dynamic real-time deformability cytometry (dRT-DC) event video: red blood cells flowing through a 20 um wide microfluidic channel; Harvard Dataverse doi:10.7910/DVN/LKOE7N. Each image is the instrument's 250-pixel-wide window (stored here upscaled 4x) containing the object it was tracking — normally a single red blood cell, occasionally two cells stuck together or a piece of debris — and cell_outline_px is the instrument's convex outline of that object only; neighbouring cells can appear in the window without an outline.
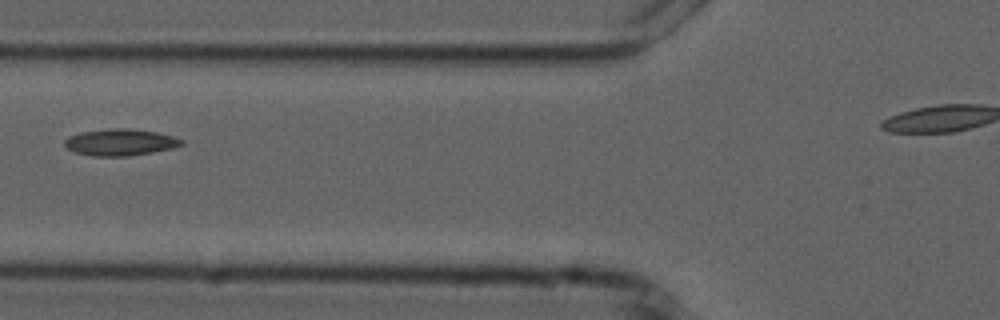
{"species": "common noctule bat (a hibernating species)", "species_latin": "Nyctalus noctula", "temperature_condition": "cold", "stored_images_in_passage": 5, "camera_frame_rate_fps": 3000, "um_per_image_px": 0.085, "animal": {"sex": "male", "forearm_length_mm": 52.5}, "frame": {"image": 1, "passage_image": 5, "time_ms": 4.667, "image_size_px": [1000, 320], "cell_outline_px": [[184, 144], [172, 148], [152, 152], [128, 156], [92, 156], [76, 152], [68, 148], [64, 144], [64, 140], [68, 136], [80, 132], [108, 128], [128, 128], [156, 132], [172, 136], [184, 140]], "centroid_in_image_um": [10.21, 12.08], "position_along_channel_um": 115.6, "area_um2": 18.15}}